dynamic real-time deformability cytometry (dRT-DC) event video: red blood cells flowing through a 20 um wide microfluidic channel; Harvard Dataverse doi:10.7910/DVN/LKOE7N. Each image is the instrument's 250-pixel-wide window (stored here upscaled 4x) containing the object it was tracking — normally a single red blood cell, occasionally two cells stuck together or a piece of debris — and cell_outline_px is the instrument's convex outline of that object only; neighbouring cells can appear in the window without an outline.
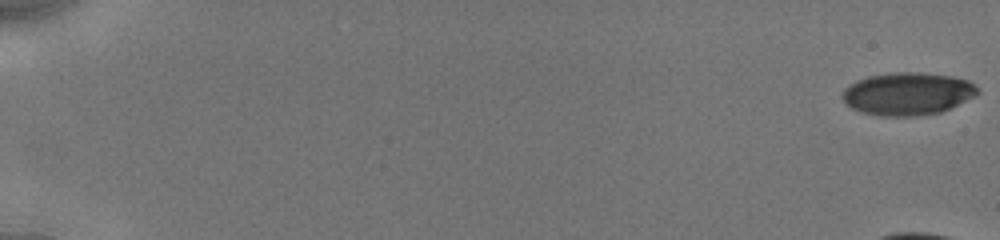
{"species": "human", "species_latin": "Homo sapiens", "temperature_condition": "cold", "stored_images_in_passage": 12, "camera_frame_rate_fps": 3000, "um_per_image_px": 0.085, "donor": {"sex": "male"}, "frame": {"image": 1, "passage_image": 1, "time_ms": 0.0, "image_size_px": [1000, 240], "cell_outline_px": [[980, 92], [940, 112], [920, 116], [880, 116], [864, 112], [852, 108], [840, 96], [844, 88], [856, 80], [868, 76], [892, 72], [916, 72], [948, 76], [968, 80], [976, 84]], "centroid_in_image_um": [77.11, 7.96], "position_along_channel_um": 7.9, "area_um2": 33.35}}
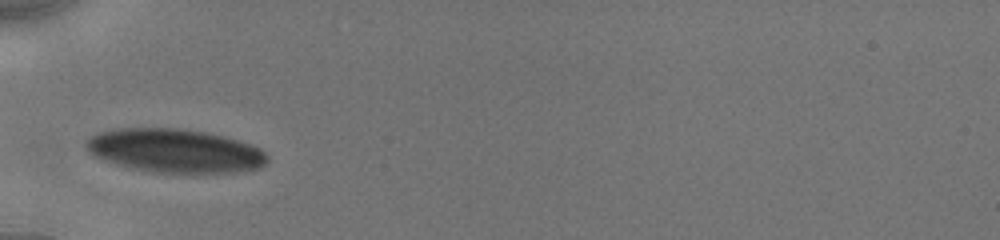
{"frame": {"image": 2, "passage_image": 11, "time_ms": 7.333, "image_size_px": [1000, 240], "cell_outline_px": [[268, 164], [260, 168], [236, 172], [152, 172], [132, 168], [116, 164], [92, 156], [84, 148], [84, 140], [96, 132], [112, 128], [184, 128], [208, 132], [224, 136], [252, 144], [260, 148], [268, 156]], "centroid_in_image_um": [14.83, 12.79], "position_along_channel_um": 70.2, "area_um2": 46.76}}